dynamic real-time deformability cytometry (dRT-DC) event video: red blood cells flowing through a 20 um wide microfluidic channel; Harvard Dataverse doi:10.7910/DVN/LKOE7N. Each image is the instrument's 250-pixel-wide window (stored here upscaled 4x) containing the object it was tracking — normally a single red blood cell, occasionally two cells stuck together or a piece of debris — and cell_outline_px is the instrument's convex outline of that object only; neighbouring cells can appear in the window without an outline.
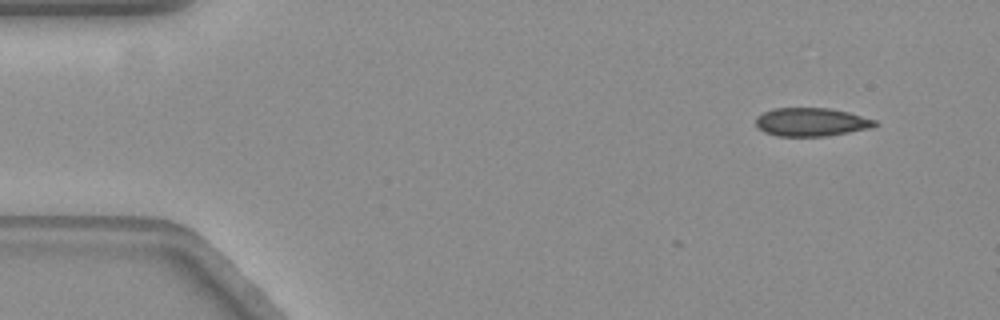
{"species": "common noctule bat (a hibernating species)", "species_latin": "Nyctalus noctula", "temperature_condition": "warm", "stored_images_in_passage": 8, "camera_frame_rate_fps": 3000, "um_per_image_px": 0.085, "animal": {"sex": "female", "body_mass_g": 19.3, "forearm_length_mm": 54.1}, "frame": {"image": 1, "passage_image": 1, "time_ms": 0.0, "image_size_px": [1000, 320], "cell_outline_px": [[876, 124], [868, 128], [848, 132], [824, 136], [776, 136], [764, 132], [756, 124], [756, 116], [772, 108], [828, 108], [848, 112], [876, 120]], "centroid_in_image_um": [68.91, 10.37], "position_along_channel_um": 16.1, "area_um2": 19.48}}